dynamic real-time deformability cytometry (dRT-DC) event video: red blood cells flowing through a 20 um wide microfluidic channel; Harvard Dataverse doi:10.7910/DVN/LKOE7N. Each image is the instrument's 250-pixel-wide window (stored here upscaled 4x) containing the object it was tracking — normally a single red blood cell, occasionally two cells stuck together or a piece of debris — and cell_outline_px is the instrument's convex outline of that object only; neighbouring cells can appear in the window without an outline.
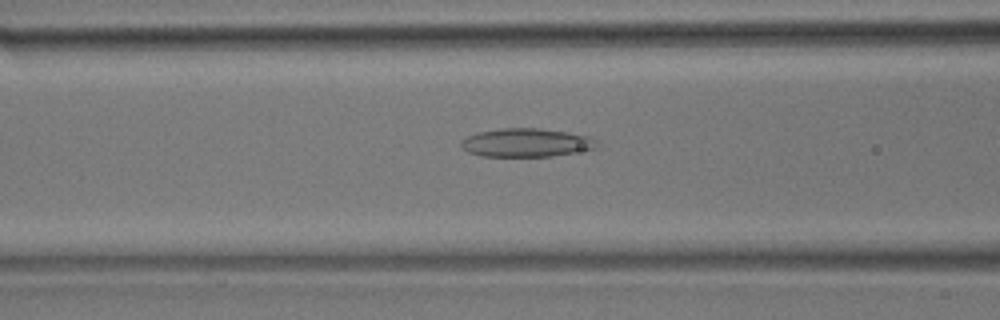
{"species": "common noctule bat (a hibernating species)", "species_latin": "Nyctalus noctula", "temperature_condition": "room temperature", "stored_images_in_passage": 39, "camera_frame_rate_fps": 3000, "um_per_image_px": 0.085, "animal": {"sex": "male", "body_mass_g": 17.9}, "frame": {"image": 1, "passage_image": 12, "time_ms": 3.667, "image_size_px": [1000, 320], "cell_outline_px": [[600, 144], [596, 148], [552, 156], [480, 156], [468, 152], [460, 144], [460, 140], [476, 132], [500, 128], [540, 128], [568, 132], [588, 136], [596, 140]], "centroid_in_image_um": [44.72, 12.12], "position_along_channel_um": 121.9, "area_um2": 22.6}}
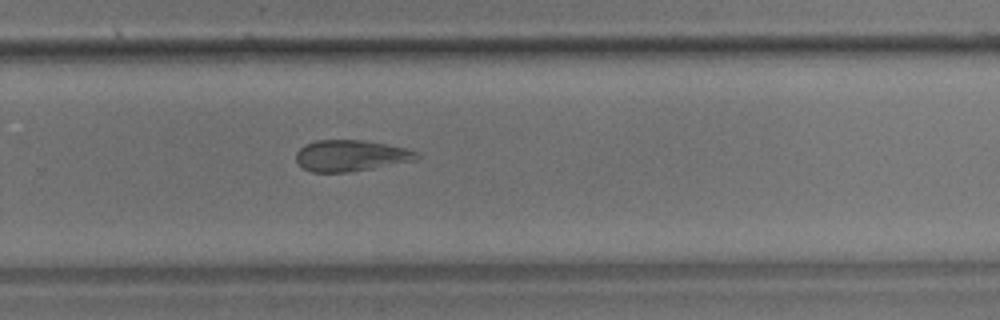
{"frame": {"image": 2, "passage_image": 24, "time_ms": 7.667, "image_size_px": [1000, 320], "cell_outline_px": [[420, 156], [416, 160], [372, 168], [348, 172], [312, 172], [304, 168], [296, 160], [296, 152], [304, 144], [316, 140], [364, 140], [408, 148], [420, 152]], "centroid_in_image_um": [29.84, 13.22], "position_along_channel_um": 300.0, "area_um2": 22.02}}
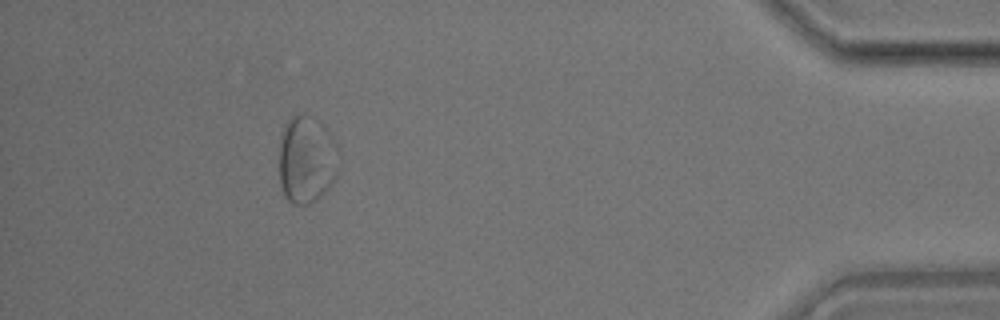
{"frame": {"image": 3, "passage_image": 35, "time_ms": 11.333, "image_size_px": [1000, 320], "cell_outline_px": [[340, 168], [336, 176], [328, 188], [316, 200], [308, 204], [296, 204], [288, 200], [284, 196], [280, 184], [280, 132], [284, 124], [292, 116], [300, 112], [304, 112], [320, 120], [336, 144], [340, 152]], "centroid_in_image_um": [26.08, 13.52], "position_along_channel_um": 409.1, "area_um2": 31.15}}